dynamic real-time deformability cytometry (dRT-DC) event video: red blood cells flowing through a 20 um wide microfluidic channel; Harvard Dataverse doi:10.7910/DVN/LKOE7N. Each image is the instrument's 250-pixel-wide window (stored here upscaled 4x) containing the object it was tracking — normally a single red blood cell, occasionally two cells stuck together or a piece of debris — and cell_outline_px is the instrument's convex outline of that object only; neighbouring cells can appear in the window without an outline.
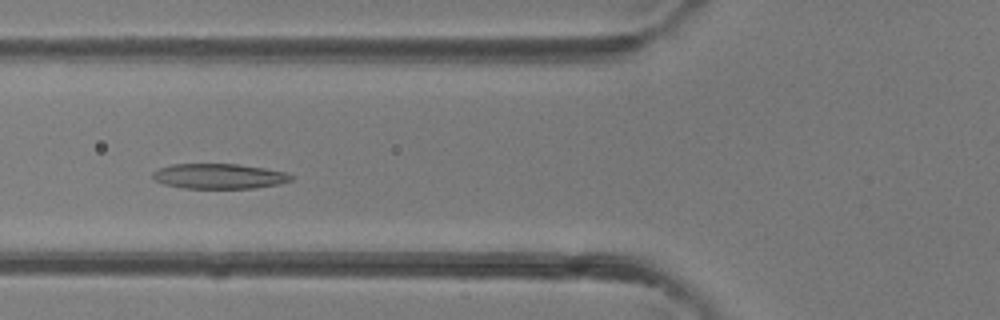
{"species": "common noctule bat (a hibernating species)", "species_latin": "Nyctalus noctula", "temperature_condition": "room temperature", "stored_images_in_passage": 33, "camera_frame_rate_fps": 3000, "um_per_image_px": 0.085, "animal": {"sex": "female"}, "frame": {"image": 1, "passage_image": 15, "time_ms": 4.667, "image_size_px": [1000, 320], "cell_outline_px": [[296, 176], [292, 180], [280, 184], [256, 188], [184, 188], [164, 184], [152, 180], [152, 172], [160, 168], [172, 164], [236, 164], [264, 168], [284, 172]], "centroid_in_image_um": [18.62, 14.98], "position_along_channel_um": 107.2, "area_um2": 20.35}}
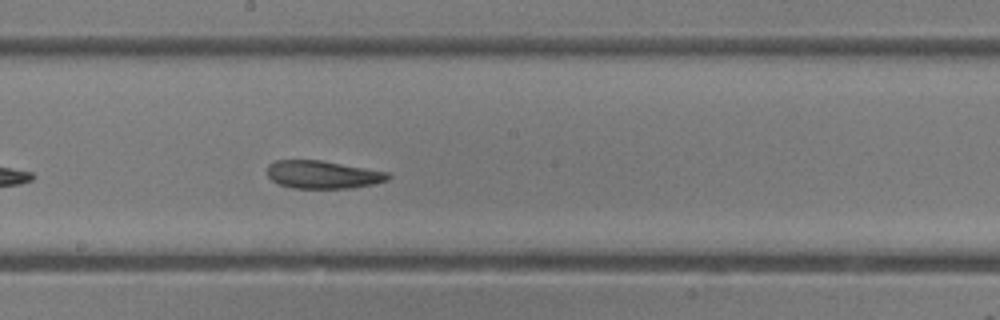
{"frame": {"image": 2, "passage_image": 22, "time_ms": 7.0, "image_size_px": [1000, 320], "cell_outline_px": [[392, 176], [388, 180], [372, 184], [352, 188], [292, 188], [280, 184], [272, 180], [268, 176], [268, 164], [276, 160], [320, 160], [388, 172]], "centroid_in_image_um": [27.44, 14.84], "position_along_channel_um": 220.8, "area_um2": 19.54}}
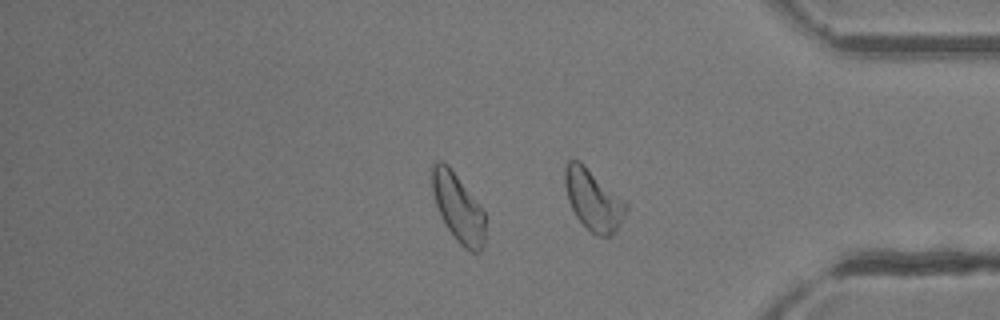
{"frame": {"image": 3, "passage_image": 33, "time_ms": 10.667, "image_size_px": [1000, 320], "cell_outline_px": [[628, 208], [620, 224], [612, 236], [596, 236], [576, 216], [568, 200], [564, 184], [564, 168], [568, 160], [580, 160], [624, 200], [628, 204]], "centroid_in_image_um": [50.42, 16.97], "position_along_channel_um": 384.8, "area_um2": 21.62}}